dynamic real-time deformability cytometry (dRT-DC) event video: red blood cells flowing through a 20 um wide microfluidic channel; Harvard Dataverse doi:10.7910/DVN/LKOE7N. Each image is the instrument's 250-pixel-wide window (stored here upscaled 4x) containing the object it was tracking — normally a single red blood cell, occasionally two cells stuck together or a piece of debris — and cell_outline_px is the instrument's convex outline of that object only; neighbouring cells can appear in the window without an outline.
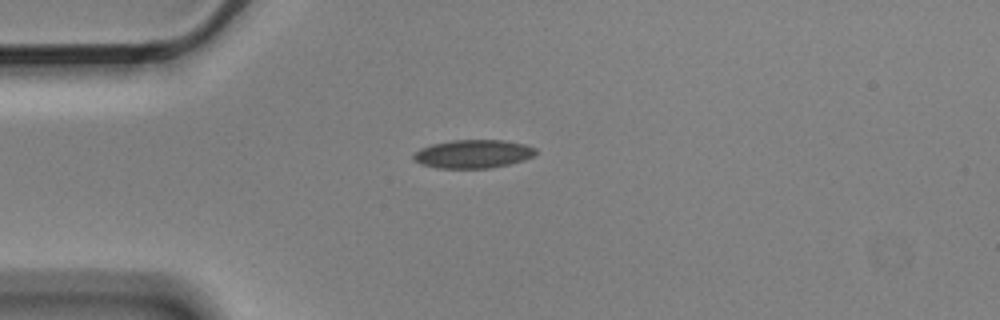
{"species": "Egyptian fruit bat (a non-hibernating species)", "species_latin": "Rousettus aegyptiacus", "temperature_condition": "cold", "stored_images_in_passage": 3, "camera_frame_rate_fps": 3000, "um_per_image_px": 0.085, "animal": {"sex": "male"}, "frame": {"image": 1, "passage_image": 1, "time_ms": 0.0, "image_size_px": [1000, 320], "cell_outline_px": [[536, 152], [532, 156], [524, 160], [508, 164], [488, 168], [436, 168], [420, 164], [412, 160], [412, 156], [420, 148], [432, 144], [452, 140], [504, 140], [524, 144], [536, 148]], "centroid_in_image_um": [40.17, 13.08], "position_along_channel_um": 44.8, "area_um2": 20.23}}
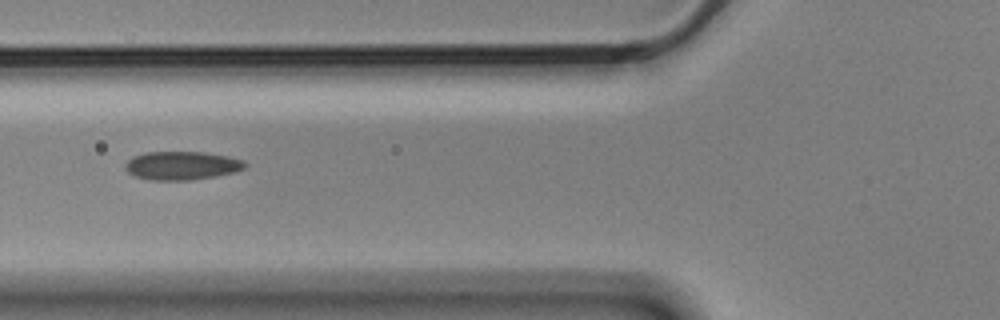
{"frame": {"image": 2, "passage_image": 3, "time_ms": 0.667, "image_size_px": [1000, 320], "cell_outline_px": [[248, 164], [244, 168], [232, 172], [192, 180], [148, 180], [136, 176], [128, 172], [124, 168], [124, 164], [132, 156], [144, 152], [204, 152], [228, 156], [244, 160]], "centroid_in_image_um": [15.42, 14.06], "position_along_channel_um": 110.4, "area_um2": 19.88}}